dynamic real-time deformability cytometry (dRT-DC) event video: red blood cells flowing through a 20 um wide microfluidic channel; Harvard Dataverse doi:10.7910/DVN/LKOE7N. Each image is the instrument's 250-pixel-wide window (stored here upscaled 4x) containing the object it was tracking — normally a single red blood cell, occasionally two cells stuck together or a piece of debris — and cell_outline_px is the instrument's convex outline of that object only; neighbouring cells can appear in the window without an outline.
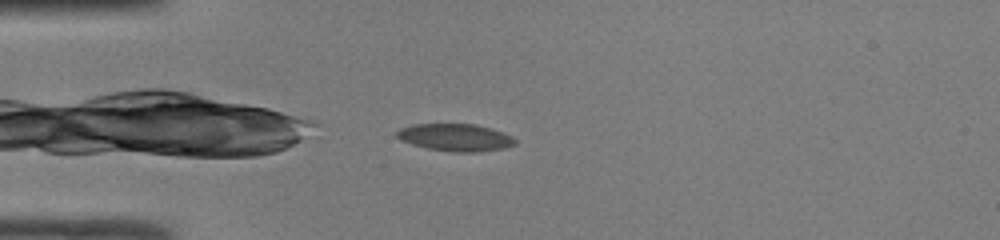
{"species": "common noctule bat (a hibernating species)", "species_latin": "Nyctalus noctula", "temperature_condition": "room temperature", "stored_images_in_passage": 35, "camera_frame_rate_fps": 3000, "um_per_image_px": 0.085, "animal": {"sex": "male", "body_mass_g": 19.0, "forearm_length_mm": 50.8}, "frame": {"image": 1, "passage_image": 1, "time_ms": 0.0, "image_size_px": [1000, 240], "cell_outline_px": [[516, 144], [504, 148], [476, 152], [452, 152], [428, 148], [412, 144], [400, 140], [396, 136], [396, 132], [400, 128], [412, 124], [476, 124], [512, 136], [516, 140]], "centroid_in_image_um": [38.68, 11.68], "position_along_channel_um": 46.3, "area_um2": 18.73}}
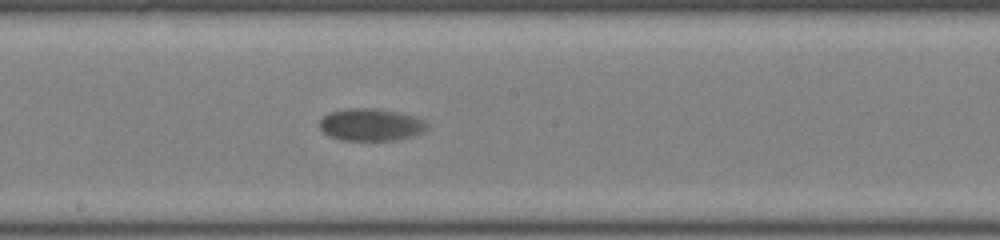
{"frame": {"image": 2, "passage_image": 15, "time_ms": 4.667, "image_size_px": [1000, 240], "cell_outline_px": [[428, 128], [424, 132], [412, 136], [396, 140], [340, 140], [328, 136], [320, 128], [320, 120], [328, 112], [344, 108], [376, 108], [396, 112], [412, 116], [424, 120], [428, 124]], "centroid_in_image_um": [31.51, 10.6], "position_along_channel_um": 216.7, "area_um2": 20.35}}
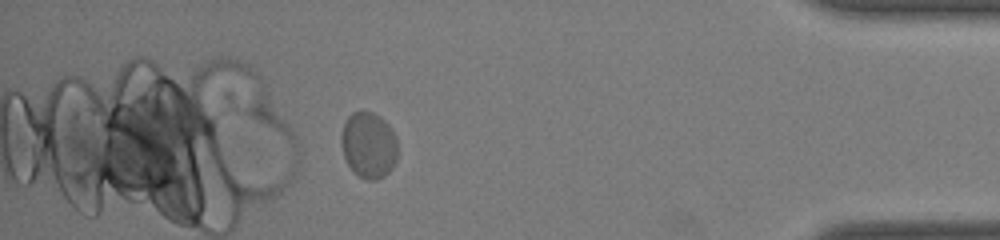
{"frame": {"image": 3, "passage_image": 32, "time_ms": 10.333, "image_size_px": [1000, 240], "cell_outline_px": [[396, 160], [392, 168], [384, 176], [376, 180], [364, 180], [352, 172], [344, 156], [340, 144], [340, 136], [344, 120], [352, 112], [372, 112], [380, 116], [392, 128], [396, 136]], "centroid_in_image_um": [31.31, 12.34], "position_along_channel_um": 403.9, "area_um2": 22.08}, "authors_computed_cell_mechanics": {"area_um2": 20.1144, "velocity_mm_per_s": 4.049, "shape_relaxation_time_tau1_ms": 1.3153, "shape_relaxation_time_tau2_ms": null, "deformation_change_tau1": 0.051, "deformation_change_tau2": null}}